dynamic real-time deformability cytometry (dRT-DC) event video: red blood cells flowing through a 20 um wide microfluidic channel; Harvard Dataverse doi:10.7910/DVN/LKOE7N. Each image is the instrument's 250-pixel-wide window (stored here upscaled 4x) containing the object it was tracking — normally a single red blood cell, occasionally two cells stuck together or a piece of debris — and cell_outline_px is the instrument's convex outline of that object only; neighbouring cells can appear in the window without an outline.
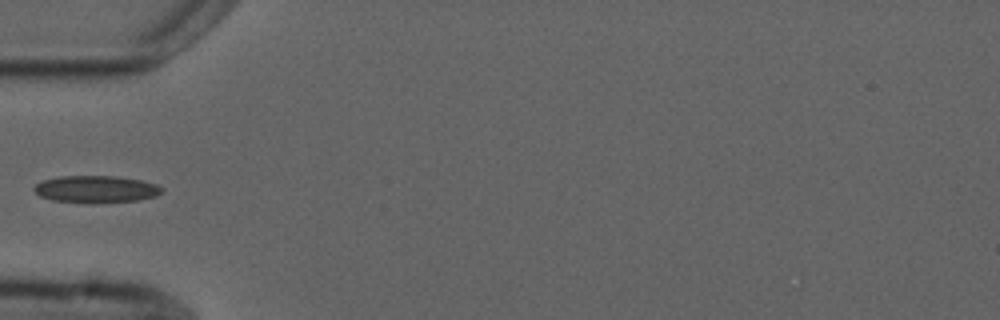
{"species": "common noctule bat (a hibernating species)", "species_latin": "Nyctalus noctula", "temperature_condition": "cold", "stored_images_in_passage": 4, "camera_frame_rate_fps": 3000, "um_per_image_px": 0.085, "animal": {"sex": "male", "forearm_length_mm": 52.5}, "frame": {"image": 1, "passage_image": 4, "time_ms": 3.333, "image_size_px": [1000, 320], "cell_outline_px": [[164, 192], [156, 196], [136, 200], [100, 204], [92, 204], [52, 200], [40, 196], [32, 188], [36, 184], [44, 180], [56, 176], [116, 176], [140, 180], [156, 184], [164, 188]], "centroid_in_image_um": [8.17, 16.09], "position_along_channel_um": 76.8, "area_um2": 20.52}}